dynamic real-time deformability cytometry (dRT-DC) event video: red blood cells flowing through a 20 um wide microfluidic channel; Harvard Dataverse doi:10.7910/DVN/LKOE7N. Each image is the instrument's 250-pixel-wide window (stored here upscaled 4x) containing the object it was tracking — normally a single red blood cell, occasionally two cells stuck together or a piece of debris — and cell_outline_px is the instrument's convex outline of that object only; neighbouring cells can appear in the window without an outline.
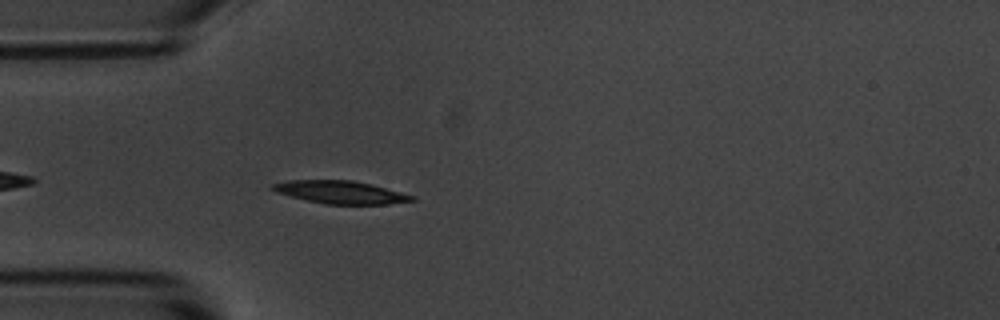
{"species": "common noctule bat (a hibernating species)", "species_latin": "Nyctalus noctula", "temperature_condition": "room temperature", "stored_images_in_passage": 21, "camera_frame_rate_fps": 3000, "um_per_image_px": 0.085, "animal": {"sex": "male", "body_mass_g": 20.1, "forearm_length_mm": 53.5}, "frame": {"image": 1, "passage_image": 4, "time_ms": 1.0, "image_size_px": [1000, 320], "cell_outline_px": [[416, 200], [388, 204], [324, 204], [276, 192], [268, 188], [272, 184], [288, 180], [352, 180], [372, 184], [416, 196]], "centroid_in_image_um": [28.96, 16.33], "position_along_channel_um": 56.0, "area_um2": 18.5}}
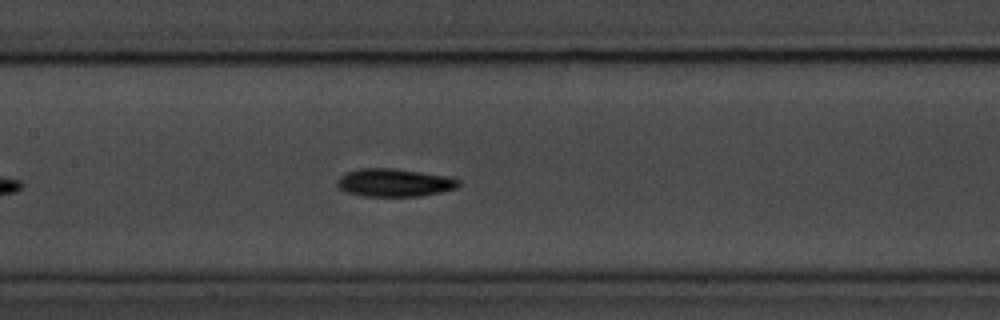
{"frame": {"image": 2, "passage_image": 14, "time_ms": 4.333, "image_size_px": [1000, 320], "cell_outline_px": [[460, 184], [456, 188], [440, 192], [420, 196], [360, 196], [344, 192], [336, 184], [336, 180], [340, 176], [348, 172], [360, 168], [396, 168], [448, 176], [460, 180]], "centroid_in_image_um": [33.5, 15.52], "position_along_channel_um": 173.9, "area_um2": 19.94}}
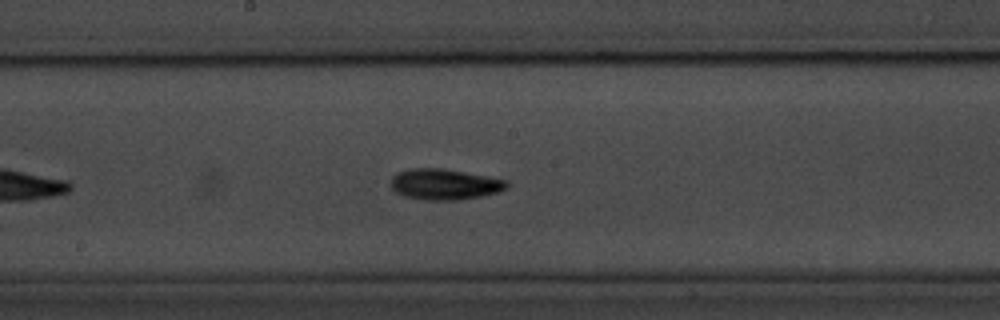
{"frame": {"image": 3, "passage_image": 17, "time_ms": 5.333, "image_size_px": [1000, 320], "cell_outline_px": [[508, 188], [500, 192], [460, 200], [424, 200], [404, 196], [396, 192], [392, 188], [392, 176], [396, 172], [408, 168], [440, 168], [508, 180]], "centroid_in_image_um": [37.78, 15.67], "position_along_channel_um": 210.4, "area_um2": 20.87}}